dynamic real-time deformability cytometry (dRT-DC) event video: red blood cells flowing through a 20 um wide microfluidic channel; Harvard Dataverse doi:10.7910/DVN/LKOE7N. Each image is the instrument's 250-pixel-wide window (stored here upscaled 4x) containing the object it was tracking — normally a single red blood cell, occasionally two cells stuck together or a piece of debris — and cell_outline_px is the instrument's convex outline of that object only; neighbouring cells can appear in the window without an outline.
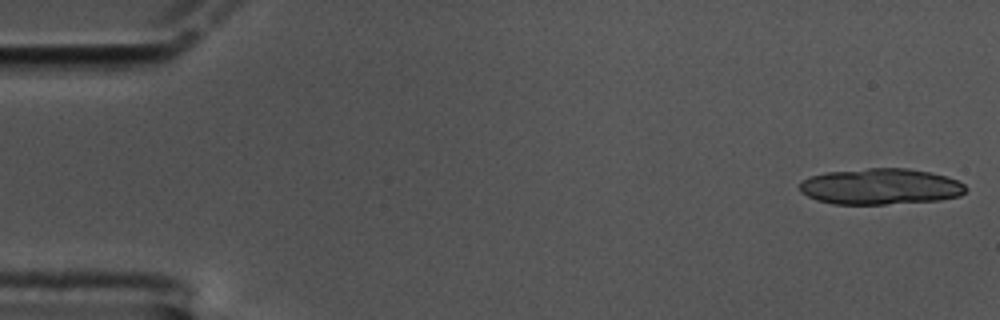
{"species": "common noctule bat (a hibernating species)", "species_latin": "Nyctalus noctula", "temperature_condition": "cold", "stored_images_in_passage": 16, "camera_frame_rate_fps": 3000, "um_per_image_px": 0.085, "animal": {"sex": "male", "body_mass_g": 17.5, "forearm_length_mm": 52.3}, "frame": {"image": 1, "passage_image": 1, "time_ms": 0.0, "image_size_px": [1000, 320], "cell_outline_px": [[968, 188], [960, 196], [940, 200], [884, 204], [832, 204], [816, 200], [800, 192], [800, 180], [824, 172], [868, 168], [908, 168], [928, 172], [944, 176], [956, 180], [964, 184]], "centroid_in_image_um": [74.81, 15.85], "position_along_channel_um": 10.2, "area_um2": 34.97}}